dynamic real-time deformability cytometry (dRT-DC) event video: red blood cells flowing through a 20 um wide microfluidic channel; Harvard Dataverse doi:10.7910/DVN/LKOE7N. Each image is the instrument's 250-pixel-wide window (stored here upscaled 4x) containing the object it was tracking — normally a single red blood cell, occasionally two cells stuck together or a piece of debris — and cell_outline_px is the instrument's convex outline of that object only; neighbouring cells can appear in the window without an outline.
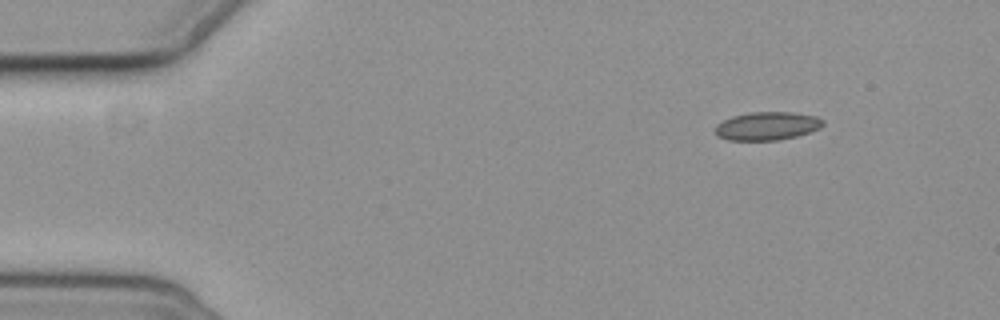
{"species": "common noctule bat (a hibernating species)", "species_latin": "Nyctalus noctula", "temperature_condition": "cold", "stored_images_in_passage": 4, "camera_frame_rate_fps": 3000, "um_per_image_px": 0.085, "animal": {"sex": "female", "body_mass_g": 19.3, "forearm_length_mm": 54.1}, "frame": {"image": 1, "passage_image": 1, "time_ms": 0.0, "image_size_px": [1000, 320], "cell_outline_px": [[824, 124], [820, 128], [796, 136], [776, 140], [728, 140], [716, 136], [712, 128], [716, 124], [732, 116], [748, 112], [792, 112], [816, 116], [824, 120]], "centroid_in_image_um": [65.15, 10.7], "position_along_channel_um": 19.8, "area_um2": 17.92}}
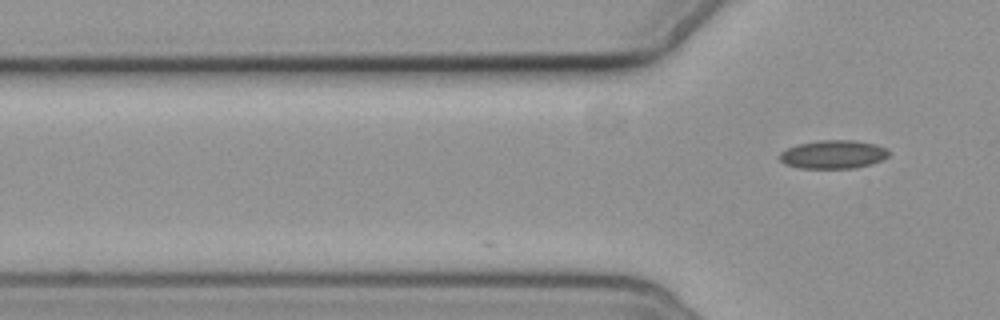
{"frame": {"image": 2, "passage_image": 4, "time_ms": 3.333, "image_size_px": [1000, 320], "cell_outline_px": [[892, 152], [884, 160], [872, 164], [856, 168], [800, 168], [784, 164], [776, 156], [780, 152], [796, 144], [820, 140], [856, 140], [876, 144], [888, 148]], "centroid_in_image_um": [70.85, 13.12], "position_along_channel_um": 54.9, "area_um2": 18.55}}